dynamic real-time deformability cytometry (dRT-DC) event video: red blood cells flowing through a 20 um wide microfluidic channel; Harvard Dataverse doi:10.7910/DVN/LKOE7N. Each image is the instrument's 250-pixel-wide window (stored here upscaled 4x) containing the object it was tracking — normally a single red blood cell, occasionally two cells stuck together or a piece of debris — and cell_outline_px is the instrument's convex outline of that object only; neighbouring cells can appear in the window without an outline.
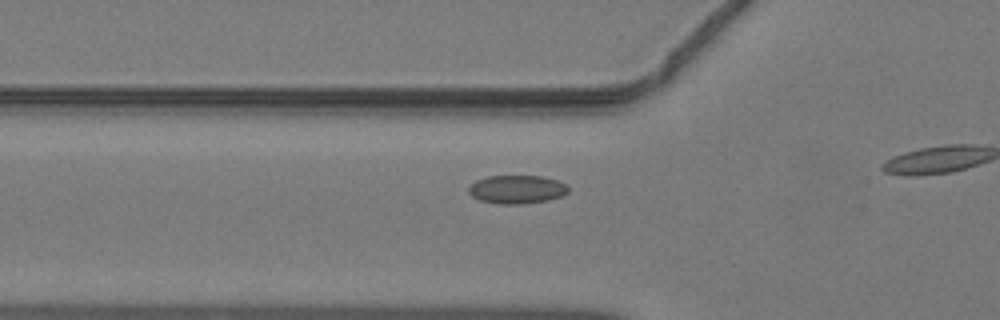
{"species": "common noctule bat (a hibernating species)", "species_latin": "Nyctalus noctula", "temperature_condition": "warm", "stored_images_in_passage": 17, "camera_frame_rate_fps": 3000, "um_per_image_px": 0.085, "animal": {"sex": "male", "body_mass_g": 19.2, "forearm_length_mm": 51.8}, "frame": {"image": 1, "passage_image": 10, "time_ms": 3.0, "image_size_px": [1000, 320], "cell_outline_px": [[568, 192], [560, 196], [548, 200], [520, 204], [500, 204], [480, 200], [472, 196], [468, 192], [468, 188], [476, 180], [488, 176], [540, 176], [556, 180], [564, 184], [568, 188]], "centroid_in_image_um": [43.9, 16.1], "position_along_channel_um": 81.9, "area_um2": 16.3}}
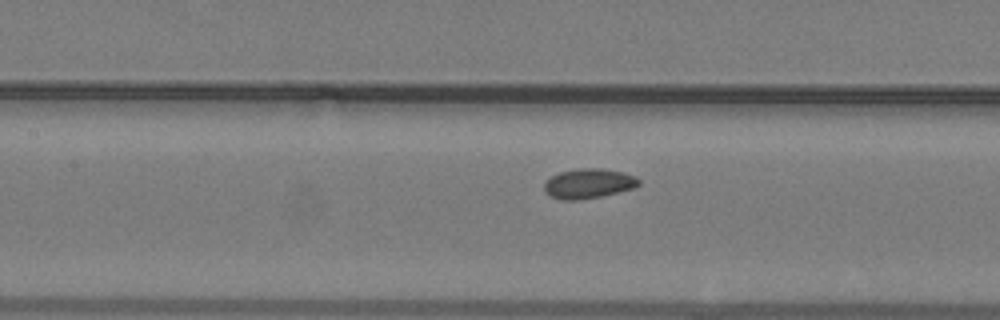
{"frame": {"image": 2, "passage_image": 15, "time_ms": 4.667, "image_size_px": [1000, 320], "cell_outline_px": [[640, 184], [632, 188], [600, 196], [580, 200], [560, 200], [544, 192], [544, 184], [552, 176], [560, 172], [580, 168], [600, 168], [624, 172], [636, 176], [640, 180]], "centroid_in_image_um": [50.02, 15.59], "position_along_channel_um": 157.4, "area_um2": 16.3}}